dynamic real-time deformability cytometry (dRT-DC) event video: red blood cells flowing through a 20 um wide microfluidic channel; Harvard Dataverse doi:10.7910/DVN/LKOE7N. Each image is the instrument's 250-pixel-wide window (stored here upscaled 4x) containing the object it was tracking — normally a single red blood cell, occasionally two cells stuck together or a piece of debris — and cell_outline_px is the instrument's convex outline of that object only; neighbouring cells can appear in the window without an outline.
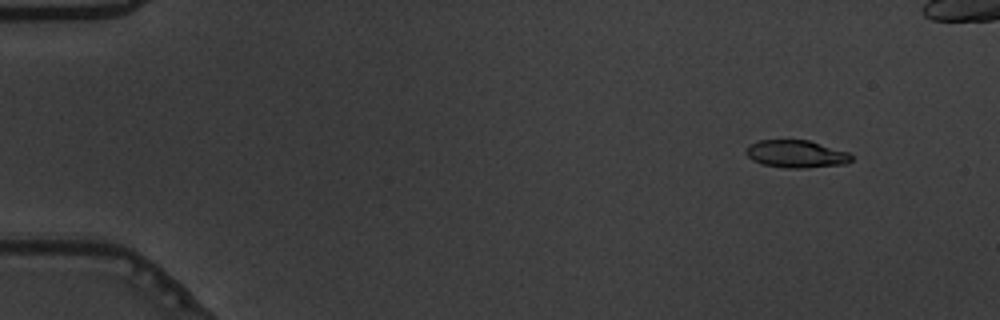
{"species": "common noctule bat (a hibernating species)", "species_latin": "Nyctalus noctula", "temperature_condition": "warm", "stored_images_in_passage": 51, "camera_frame_rate_fps": 3000, "um_per_image_px": 0.085, "animal": {"sex": "male", "body_mass_g": 19.5, "forearm_length_mm": 54.6}, "frame": {"image": 1, "passage_image": 6, "time_ms": 1.667, "image_size_px": [1000, 320], "cell_outline_px": [[852, 160], [844, 164], [804, 168], [784, 168], [764, 164], [752, 160], [744, 152], [748, 144], [756, 140], [808, 140], [848, 152], [852, 156]], "centroid_in_image_um": [67.63, 13.08], "position_along_channel_um": 17.4, "area_um2": 16.94}}
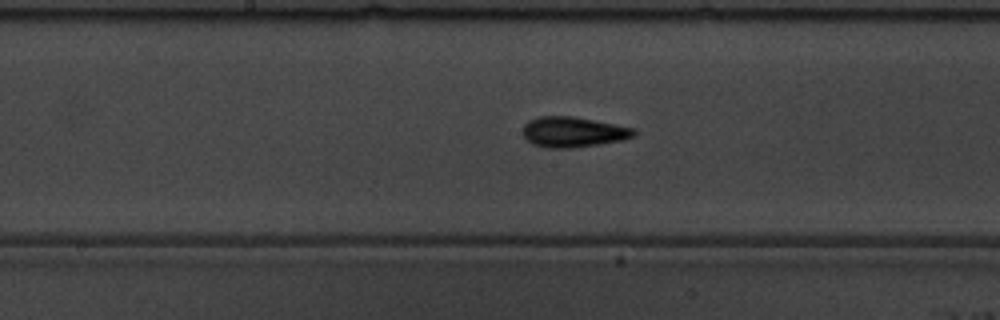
{"frame": {"image": 2, "passage_image": 30, "time_ms": 9.667, "image_size_px": [1000, 320], "cell_outline_px": [[636, 132], [632, 136], [620, 140], [600, 144], [572, 148], [548, 148], [532, 144], [524, 136], [524, 124], [528, 120], [536, 116], [572, 116], [632, 128]], "centroid_in_image_um": [48.65, 11.22], "position_along_channel_um": 199.6, "area_um2": 19.36}}
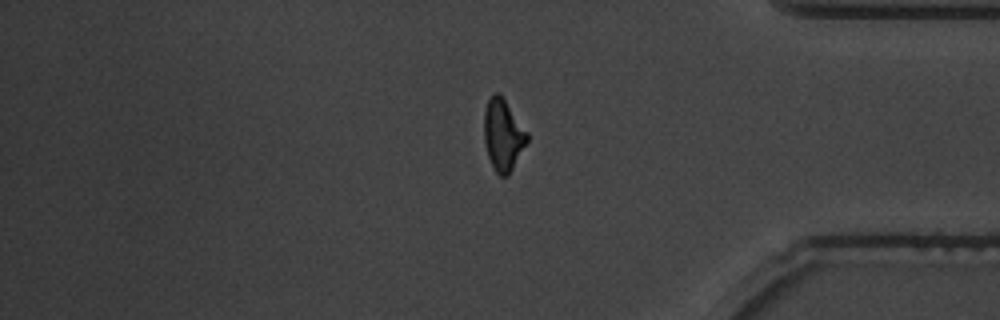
{"frame": {"image": 3, "passage_image": 47, "time_ms": 15.333, "image_size_px": [1000, 320], "cell_outline_px": [[528, 140], [508, 176], [500, 176], [496, 172], [488, 156], [484, 140], [484, 112], [488, 100], [496, 92], [500, 92], [528, 132]], "centroid_in_image_um": [42.76, 11.45], "position_along_channel_um": 392.4, "area_um2": 17.86}}